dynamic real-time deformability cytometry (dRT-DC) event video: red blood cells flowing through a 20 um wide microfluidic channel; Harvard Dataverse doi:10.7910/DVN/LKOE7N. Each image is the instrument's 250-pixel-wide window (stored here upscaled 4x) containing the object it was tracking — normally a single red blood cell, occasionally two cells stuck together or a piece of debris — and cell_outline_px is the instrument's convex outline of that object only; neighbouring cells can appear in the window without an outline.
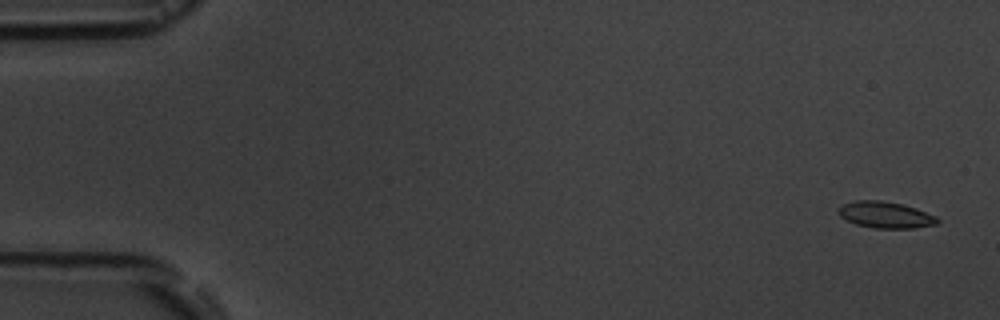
{"species": "common noctule bat (a hibernating species)", "species_latin": "Nyctalus noctula", "temperature_condition": "room temperature", "stored_images_in_passage": 15, "camera_frame_rate_fps": 3000, "um_per_image_px": 0.085, "animal": {"sex": "male", "body_mass_g": 19.5, "forearm_length_mm": 54.6}, "frame": {"image": 1, "passage_image": 1, "time_ms": 0.0, "image_size_px": [1000, 320], "cell_outline_px": [[940, 220], [936, 224], [916, 228], [872, 228], [856, 224], [840, 216], [836, 212], [844, 204], [856, 200], [880, 200], [904, 204], [916, 208], [936, 216]], "centroid_in_image_um": [75.29, 18.26], "position_along_channel_um": 9.7, "area_um2": 15.26}}
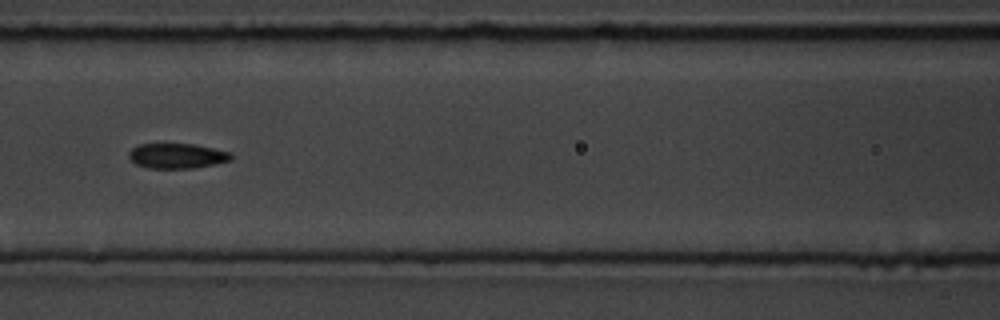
{"frame": {"image": 2, "passage_image": 7, "time_ms": 7.667, "image_size_px": [1000, 320], "cell_outline_px": [[232, 160], [216, 164], [192, 168], [148, 168], [136, 164], [128, 156], [128, 152], [132, 148], [140, 144], [196, 144], [232, 152]], "centroid_in_image_um": [15.08, 13.24], "position_along_channel_um": 151.5, "area_um2": 15.03}}
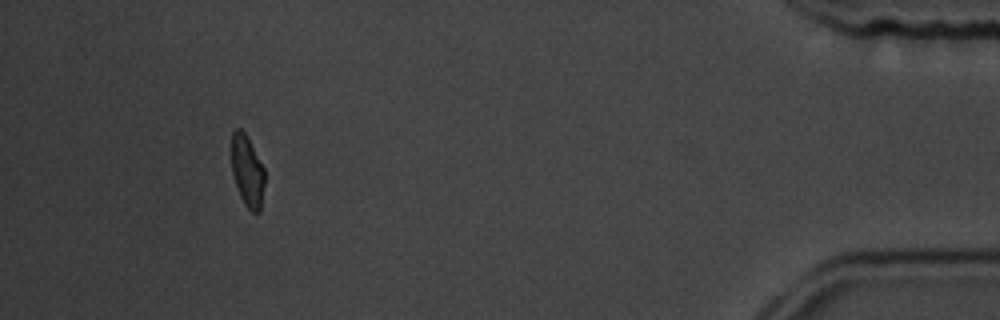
{"frame": {"image": 3, "passage_image": 14, "time_ms": 16.667, "image_size_px": [1000, 320], "cell_outline_px": [[264, 184], [260, 212], [252, 212], [244, 204], [240, 196], [232, 172], [232, 132], [236, 128], [240, 128], [244, 132], [264, 168]], "centroid_in_image_um": [21.02, 14.56], "position_along_channel_um": 414.2, "area_um2": 13.53}, "authors_computed_cell_mechanics": {"area_um2": 15.028, "velocity_mm_per_s": 3.6536, "shape_relaxation_time_tau1_ms": 2.8731, "shape_relaxation_time_tau2_ms": 1.9677, "deformation_change_tau1": 0.0921, "deformation_change_tau2": 0.0498}}